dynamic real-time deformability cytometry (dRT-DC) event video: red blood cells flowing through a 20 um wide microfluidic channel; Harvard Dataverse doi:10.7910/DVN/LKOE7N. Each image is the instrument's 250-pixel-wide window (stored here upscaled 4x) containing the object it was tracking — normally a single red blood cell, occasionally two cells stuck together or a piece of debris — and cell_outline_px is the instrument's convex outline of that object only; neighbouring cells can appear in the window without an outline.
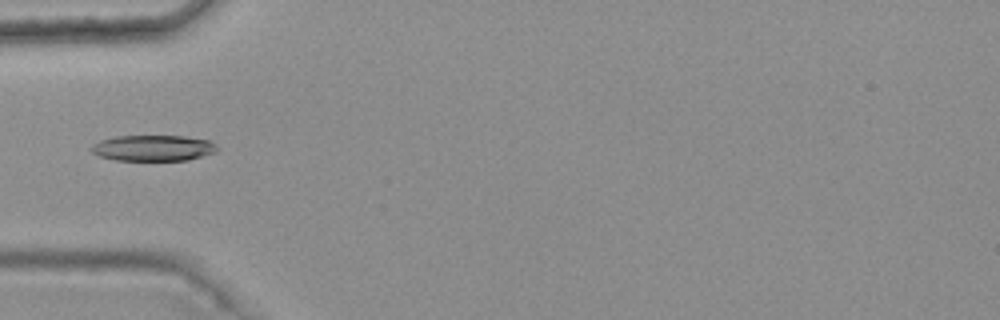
{"species": "common noctule bat (a hibernating species)", "species_latin": "Nyctalus noctula", "temperature_condition": "warm", "stored_images_in_passage": 5, "camera_frame_rate_fps": 3000, "um_per_image_px": 0.085, "animal": {"sex": "female", "body_mass_g": 25.1}, "frame": {"image": 1, "passage_image": 5, "time_ms": 1.333, "image_size_px": [1000, 320], "cell_outline_px": [[220, 148], [216, 152], [188, 160], [116, 160], [100, 156], [92, 152], [92, 144], [100, 140], [116, 136], [184, 136], [208, 140], [216, 144]], "centroid_in_image_um": [13.05, 12.58], "position_along_channel_um": 71.9, "area_um2": 18.96}}